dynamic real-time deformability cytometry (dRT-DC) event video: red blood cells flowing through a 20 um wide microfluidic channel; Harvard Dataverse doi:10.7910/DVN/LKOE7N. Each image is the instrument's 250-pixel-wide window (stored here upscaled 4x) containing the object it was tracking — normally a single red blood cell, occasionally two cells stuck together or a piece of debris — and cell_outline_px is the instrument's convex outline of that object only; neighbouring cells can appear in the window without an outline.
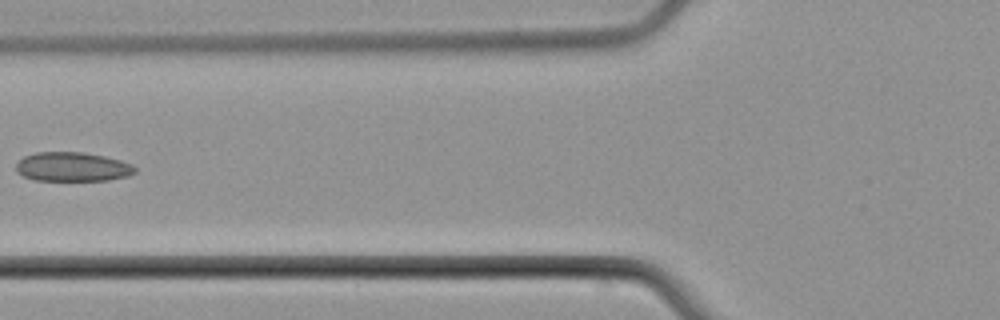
{"species": "common noctule bat (a hibernating species)", "species_latin": "Nyctalus noctula", "temperature_condition": "cold", "stored_images_in_passage": 5, "camera_frame_rate_fps": 3000, "um_per_image_px": 0.085, "animal": {"sex": "male", "body_mass_g": 21.5, "forearm_length_mm": 52.0}, "frame": {"image": 1, "passage_image": 5, "time_ms": 5.667, "image_size_px": [1000, 320], "cell_outline_px": [[136, 172], [128, 176], [108, 180], [32, 180], [16, 172], [16, 164], [24, 156], [36, 152], [80, 152], [104, 156], [120, 160], [132, 164], [136, 168]], "centroid_in_image_um": [6.15, 14.18], "position_along_channel_um": 119.6, "area_um2": 20.23}}